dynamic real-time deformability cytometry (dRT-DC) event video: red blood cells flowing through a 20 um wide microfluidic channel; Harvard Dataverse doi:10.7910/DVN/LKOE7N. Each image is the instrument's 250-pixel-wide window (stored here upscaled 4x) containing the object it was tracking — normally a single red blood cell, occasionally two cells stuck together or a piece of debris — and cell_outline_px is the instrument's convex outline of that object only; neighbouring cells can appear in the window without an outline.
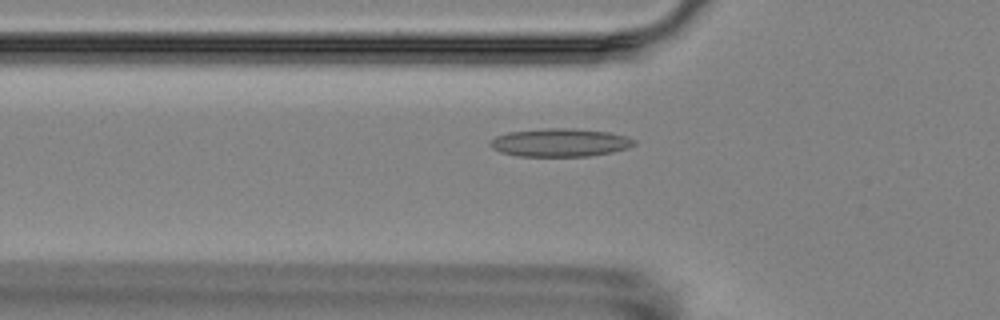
{"species": "Egyptian fruit bat (a non-hibernating species)", "species_latin": "Rousettus aegyptiacus", "temperature_condition": "room temperature", "stored_images_in_passage": 7, "camera_frame_rate_fps": 3000, "um_per_image_px": 0.085, "animal": {"sex": "female"}, "frame": {"image": 1, "passage_image": 7, "time_ms": 7.0, "image_size_px": [1000, 320], "cell_outline_px": [[636, 144], [628, 148], [612, 152], [588, 156], [516, 156], [500, 152], [492, 148], [488, 144], [496, 136], [508, 132], [544, 128], [572, 128], [608, 132], [628, 136], [636, 140]], "centroid_in_image_um": [47.61, 12.11], "position_along_channel_um": 78.2, "area_um2": 23.76}}